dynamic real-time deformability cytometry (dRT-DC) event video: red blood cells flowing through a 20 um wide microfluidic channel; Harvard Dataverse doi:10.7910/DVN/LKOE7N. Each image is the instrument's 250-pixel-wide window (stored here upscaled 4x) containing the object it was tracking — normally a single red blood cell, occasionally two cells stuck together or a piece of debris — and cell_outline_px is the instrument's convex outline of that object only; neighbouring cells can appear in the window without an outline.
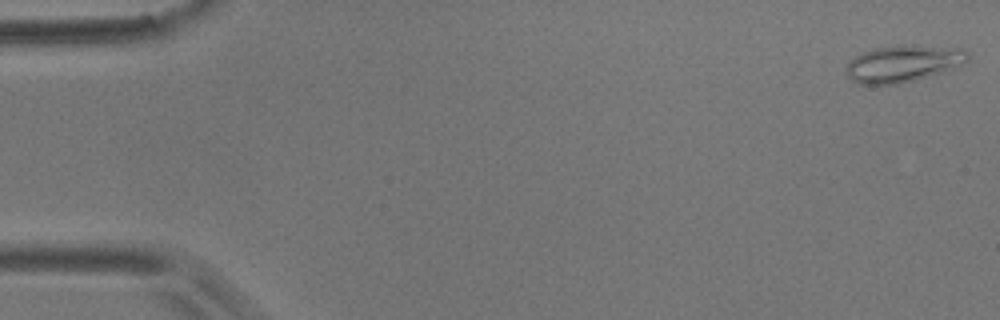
{"species": "common noctule bat (a hibernating species)", "species_latin": "Nyctalus noctula", "temperature_condition": "room temperature", "stored_images_in_passage": 56, "camera_frame_rate_fps": 3000, "um_per_image_px": 0.085, "animal": {"sex": "male", "body_mass_g": 17.9}, "frame": {"image": 1, "passage_image": 1, "time_ms": 0.0, "image_size_px": [1000, 320], "cell_outline_px": [[968, 60], [952, 68], [928, 76], [896, 84], [860, 84], [852, 80], [848, 76], [844, 68], [848, 60], [872, 48], [900, 44], [912, 44], [964, 48], [968, 52]], "centroid_in_image_um": [76.73, 5.37], "position_along_channel_um": 8.3, "area_um2": 26.24}}
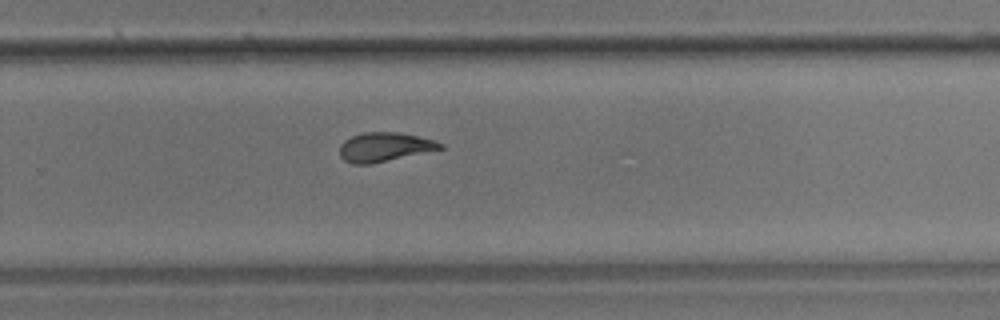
{"frame": {"image": 2, "passage_image": 37, "time_ms": 12.0, "image_size_px": [1000, 320], "cell_outline_px": [[444, 148], [368, 164], [352, 164], [344, 160], [340, 156], [340, 144], [344, 140], [352, 136], [364, 132], [396, 132], [416, 136], [432, 140], [444, 144]], "centroid_in_image_um": [32.63, 12.49], "position_along_channel_um": 297.2, "area_um2": 16.7}}
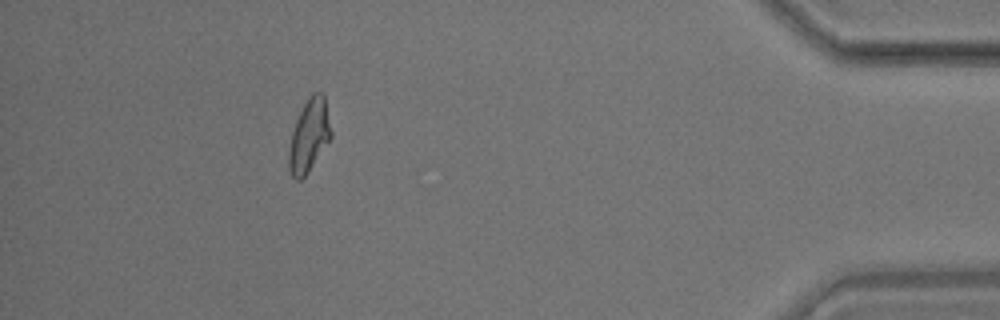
{"frame": {"image": 3, "passage_image": 51, "time_ms": 16.667, "image_size_px": [1000, 320], "cell_outline_px": [[332, 136], [308, 172], [300, 180], [296, 180], [292, 176], [288, 168], [288, 152], [292, 132], [296, 120], [308, 96], [312, 92], [324, 92], [332, 132]], "centroid_in_image_um": [26.28, 11.5], "position_along_channel_um": 408.9, "area_um2": 17.92}, "authors_computed_cell_mechanics": {"area_um2": 17.9758, "velocity_mm_per_s": 3.5433, "shape_relaxation_time_tau1_ms": 5.8405, "shape_relaxation_time_tau2_ms": 3.4359, "deformation_change_tau1": 0.1753, "deformation_change_tau2": 0.0653}}